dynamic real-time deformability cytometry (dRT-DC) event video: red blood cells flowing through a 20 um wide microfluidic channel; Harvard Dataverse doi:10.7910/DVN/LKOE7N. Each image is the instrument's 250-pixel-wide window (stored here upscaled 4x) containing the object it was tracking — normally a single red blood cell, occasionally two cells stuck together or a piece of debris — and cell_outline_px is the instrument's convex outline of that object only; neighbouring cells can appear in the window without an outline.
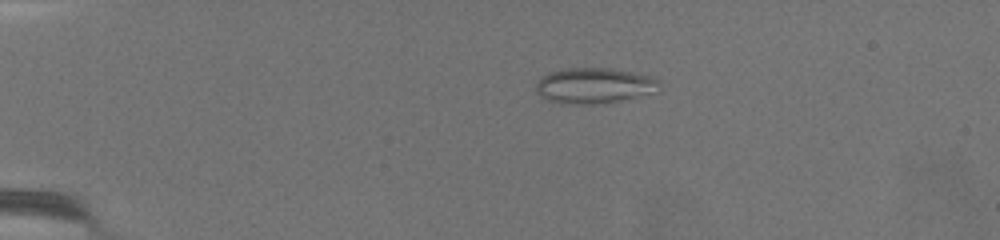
{"species": "common noctule bat (a hibernating species)", "species_latin": "Nyctalus noctula", "temperature_condition": "warm", "stored_images_in_passage": 61, "camera_frame_rate_fps": 3000, "um_per_image_px": 0.085, "animal": {"sex": "female", "body_mass_g": 19.5, "forearm_length_mm": 54.1}, "frame": {"image": 1, "passage_image": 5, "time_ms": 1.333, "image_size_px": [1000, 240], "cell_outline_px": [[660, 80], [656, 92], [620, 100], [592, 104], [568, 104], [548, 100], [540, 96], [536, 92], [536, 84], [548, 72], [568, 68], [612, 68], [652, 76]], "centroid_in_image_um": [50.51, 7.27], "position_along_channel_um": 34.5, "area_um2": 25.43}}
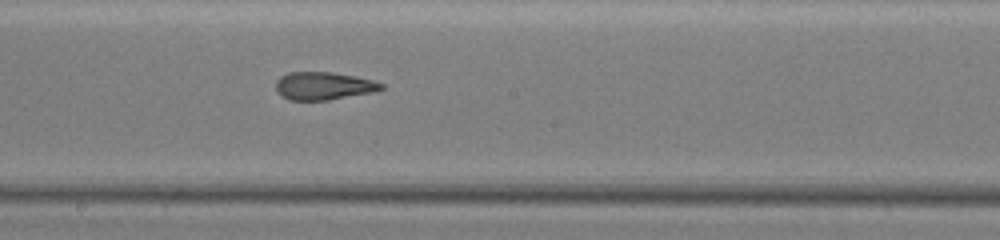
{"frame": {"image": 2, "passage_image": 31, "time_ms": 10.0, "image_size_px": [1000, 240], "cell_outline_px": [[384, 88], [372, 92], [328, 100], [288, 100], [280, 96], [276, 92], [276, 80], [280, 76], [288, 72], [328, 72], [356, 76], [372, 80], [384, 84]], "centroid_in_image_um": [27.45, 7.3], "position_along_channel_um": 220.7, "area_um2": 17.17}}
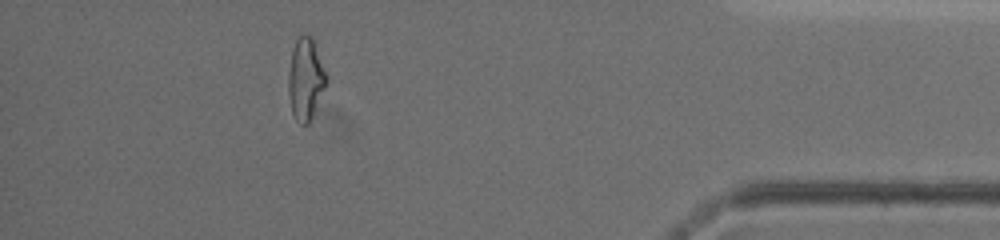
{"frame": {"image": 3, "passage_image": 54, "time_ms": 17.667, "image_size_px": [1000, 240], "cell_outline_px": [[328, 80], [312, 116], [308, 124], [300, 124], [296, 120], [292, 112], [288, 96], [288, 72], [292, 52], [296, 40], [300, 36], [308, 36], [312, 40], [328, 76]], "centroid_in_image_um": [25.96, 6.77], "position_along_channel_um": 409.2, "area_um2": 17.74}, "authors_computed_cell_mechanics": {"area_um2": 17.9758, "velocity_mm_per_s": 2.9824, "shape_relaxation_time_tau1_ms": null, "shape_relaxation_time_tau2_ms": 2.0037, "deformation_change_tau1": null, "deformation_change_tau2": 0.1082}}